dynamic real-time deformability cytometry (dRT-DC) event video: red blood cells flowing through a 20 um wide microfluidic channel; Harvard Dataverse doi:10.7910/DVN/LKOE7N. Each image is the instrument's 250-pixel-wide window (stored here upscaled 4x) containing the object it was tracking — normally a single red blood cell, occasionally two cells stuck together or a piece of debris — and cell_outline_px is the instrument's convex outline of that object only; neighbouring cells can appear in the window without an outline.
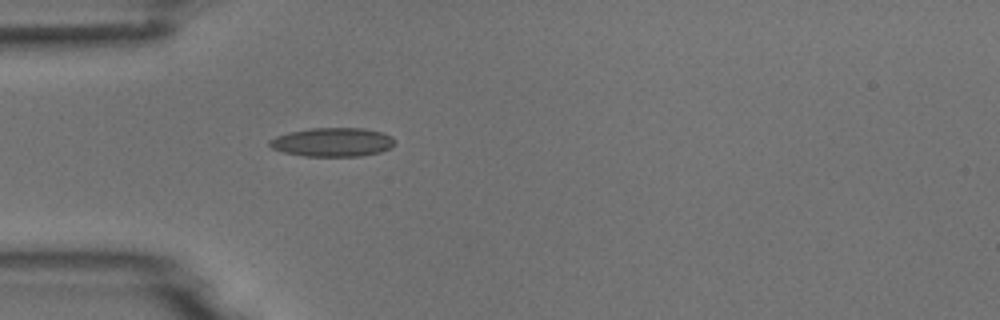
{"species": "common noctule bat (a hibernating species)", "species_latin": "Nyctalus noctula", "temperature_condition": "room temperature", "stored_images_in_passage": 2, "camera_frame_rate_fps": 3000, "um_per_image_px": 0.085, "animal": {"sex": "male", "body_mass_g": 18.8}, "frame": {"image": 1, "passage_image": 2, "time_ms": 2.333, "image_size_px": [1000, 320], "cell_outline_px": [[392, 144], [388, 148], [380, 152], [360, 156], [304, 156], [284, 152], [272, 148], [268, 144], [268, 140], [276, 136], [288, 132], [312, 128], [364, 128], [380, 132], [392, 136]], "centroid_in_image_um": [28.21, 12.08], "position_along_channel_um": 56.8, "area_um2": 20.87}}